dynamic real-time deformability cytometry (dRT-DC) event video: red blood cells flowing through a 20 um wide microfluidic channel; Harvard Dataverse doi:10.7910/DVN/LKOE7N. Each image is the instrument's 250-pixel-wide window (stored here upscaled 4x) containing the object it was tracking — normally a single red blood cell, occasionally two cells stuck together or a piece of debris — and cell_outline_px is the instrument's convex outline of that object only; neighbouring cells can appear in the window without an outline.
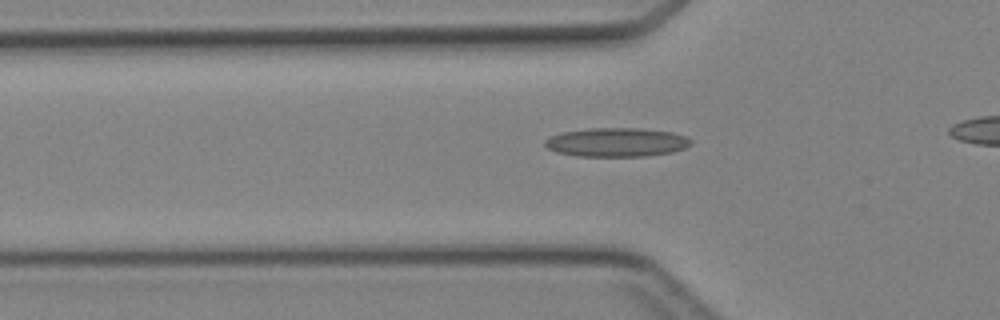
{"species": "Egyptian fruit bat (a non-hibernating species)", "species_latin": "Rousettus aegyptiacus", "temperature_condition": "cold", "stored_images_in_passage": 25, "camera_frame_rate_fps": 3000, "um_per_image_px": 0.085, "animal": {"sex": "female"}, "frame": {"image": 1, "passage_image": 3, "time_ms": 0.667, "image_size_px": [1000, 320], "cell_outline_px": [[692, 144], [684, 148], [672, 152], [644, 156], [576, 156], [556, 152], [548, 148], [544, 144], [544, 140], [552, 136], [564, 132], [588, 128], [640, 128], [672, 132], [684, 136], [692, 140]], "centroid_in_image_um": [52.41, 12.09], "position_along_channel_um": 73.4, "area_um2": 24.51}}
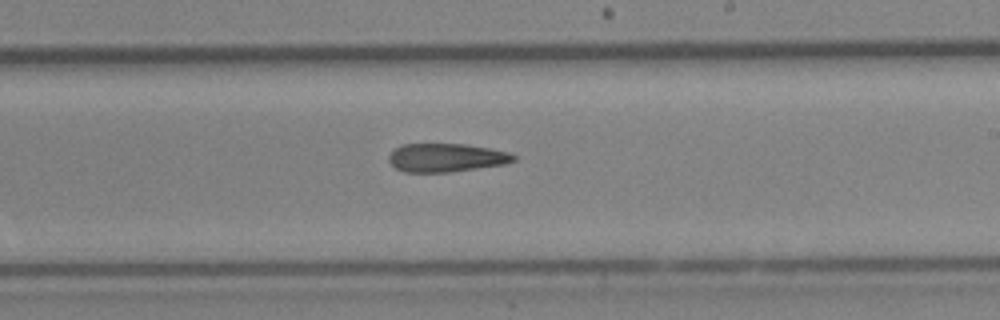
{"frame": {"image": 2, "passage_image": 15, "time_ms": 4.667, "image_size_px": [1000, 320], "cell_outline_px": [[516, 160], [504, 164], [448, 172], [404, 172], [396, 168], [388, 160], [388, 156], [400, 144], [464, 144], [512, 152], [516, 156]], "centroid_in_image_um": [37.93, 13.39], "position_along_channel_um": 251.1, "area_um2": 20.63}}
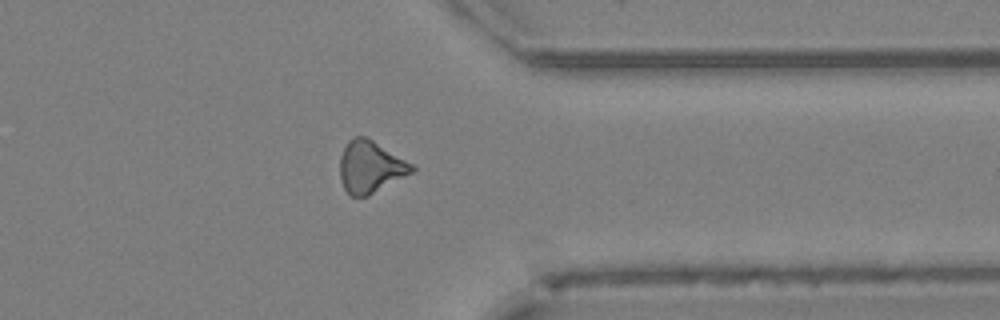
{"frame": {"image": 3, "passage_image": 24, "time_ms": 7.667, "image_size_px": [1000, 320], "cell_outline_px": [[416, 168], [412, 172], [368, 196], [352, 196], [344, 188], [340, 180], [340, 156], [348, 140], [356, 136], [364, 136], [372, 140], [416, 164]], "centroid_in_image_um": [31.5, 14.17], "position_along_channel_um": 379.9, "area_um2": 21.79}}